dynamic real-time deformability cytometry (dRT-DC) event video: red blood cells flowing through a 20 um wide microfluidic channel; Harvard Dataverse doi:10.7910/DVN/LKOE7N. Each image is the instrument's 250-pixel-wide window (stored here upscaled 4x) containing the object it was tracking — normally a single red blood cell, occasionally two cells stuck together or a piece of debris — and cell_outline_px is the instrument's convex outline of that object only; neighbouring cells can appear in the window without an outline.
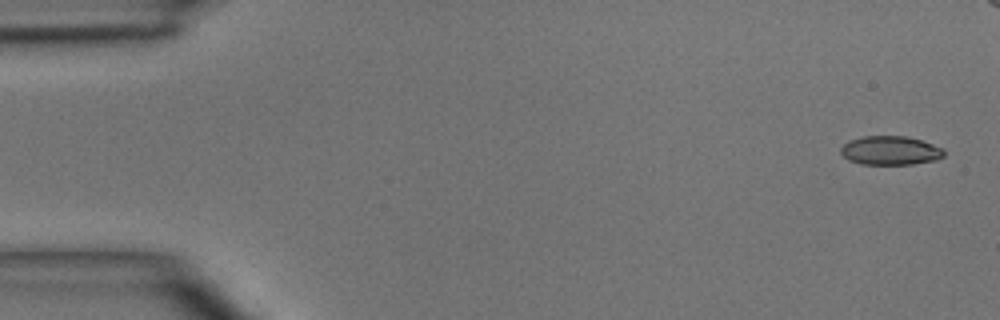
{"species": "common noctule bat (a hibernating species)", "species_latin": "Nyctalus noctula", "temperature_condition": "room temperature", "stored_images_in_passage": 4, "camera_frame_rate_fps": 3000, "um_per_image_px": 0.085, "animal": {"sex": "male", "body_mass_g": 15.6}, "frame": {"image": 1, "passage_image": 1, "time_ms": 0.0, "image_size_px": [1000, 320], "cell_outline_px": [[944, 156], [936, 160], [912, 164], [860, 164], [848, 160], [840, 152], [840, 148], [848, 140], [864, 136], [908, 136], [944, 148]], "centroid_in_image_um": [75.67, 12.79], "position_along_channel_um": 9.3, "area_um2": 17.46}}